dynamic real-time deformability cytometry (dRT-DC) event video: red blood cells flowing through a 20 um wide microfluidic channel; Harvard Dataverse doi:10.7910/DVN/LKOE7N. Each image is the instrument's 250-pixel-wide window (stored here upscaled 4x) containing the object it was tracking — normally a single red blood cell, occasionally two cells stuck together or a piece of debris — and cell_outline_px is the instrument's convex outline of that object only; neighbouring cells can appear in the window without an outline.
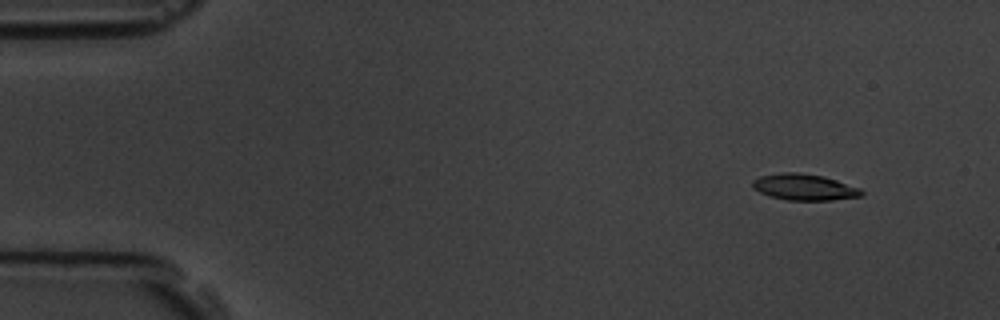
{"species": "common noctule bat (a hibernating species)", "species_latin": "Nyctalus noctula", "temperature_condition": "room temperature", "stored_images_in_passage": 6, "camera_frame_rate_fps": 3000, "um_per_image_px": 0.085, "animal": {"sex": "male", "body_mass_g": 19.5, "forearm_length_mm": 54.6}, "frame": {"image": 1, "passage_image": 2, "time_ms": 1.333, "image_size_px": [1000, 320], "cell_outline_px": [[864, 196], [832, 200], [788, 200], [768, 196], [752, 188], [752, 180], [760, 176], [780, 172], [796, 172], [824, 176], [860, 188], [864, 192]], "centroid_in_image_um": [68.36, 15.9], "position_along_channel_um": 16.6, "area_um2": 16.82}}
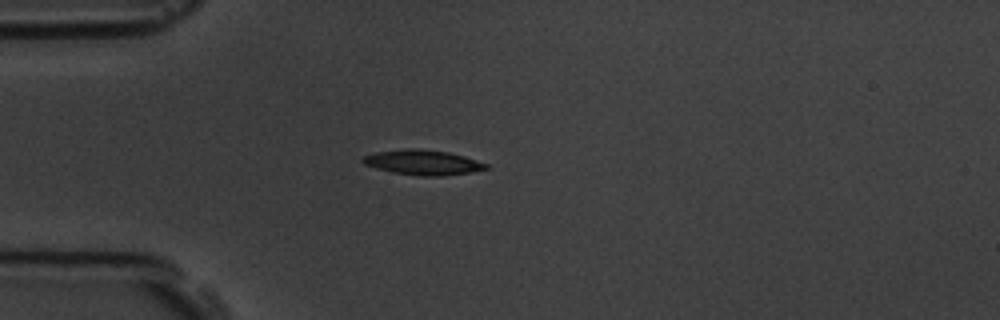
{"frame": {"image": 2, "passage_image": 5, "time_ms": 4.667, "image_size_px": [1000, 320], "cell_outline_px": [[492, 168], [472, 172], [444, 176], [420, 176], [392, 172], [364, 164], [360, 160], [364, 156], [376, 152], [408, 148], [420, 148], [448, 152], [464, 156], [488, 164]], "centroid_in_image_um": [35.99, 13.8], "position_along_channel_um": 49.0, "area_um2": 18.03}}